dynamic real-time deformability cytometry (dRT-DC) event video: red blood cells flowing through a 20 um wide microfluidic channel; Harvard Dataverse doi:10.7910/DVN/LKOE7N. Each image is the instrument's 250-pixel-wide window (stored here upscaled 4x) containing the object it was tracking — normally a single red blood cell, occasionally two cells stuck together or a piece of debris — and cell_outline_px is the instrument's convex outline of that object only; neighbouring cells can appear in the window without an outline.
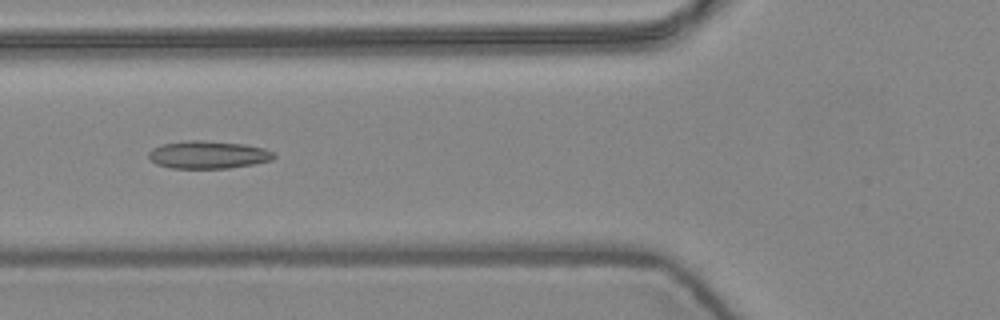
{"species": "common noctule bat (a hibernating species)", "species_latin": "Nyctalus noctula", "temperature_condition": "warm", "stored_images_in_passage": 6, "camera_frame_rate_fps": 3000, "um_per_image_px": 0.085, "animal": {"sex": "female", "body_mass_g": 24.6, "forearm_length_mm": 56.2}, "frame": {"image": 1, "passage_image": 5, "time_ms": 1.333, "image_size_px": [1000, 320], "cell_outline_px": [[276, 156], [272, 160], [252, 164], [228, 168], [172, 168], [156, 164], [148, 156], [148, 152], [152, 148], [164, 144], [188, 140], [200, 140], [244, 144], [264, 148], [272, 152]], "centroid_in_image_um": [17.68, 13.15], "position_along_channel_um": 108.1, "area_um2": 20.06}}
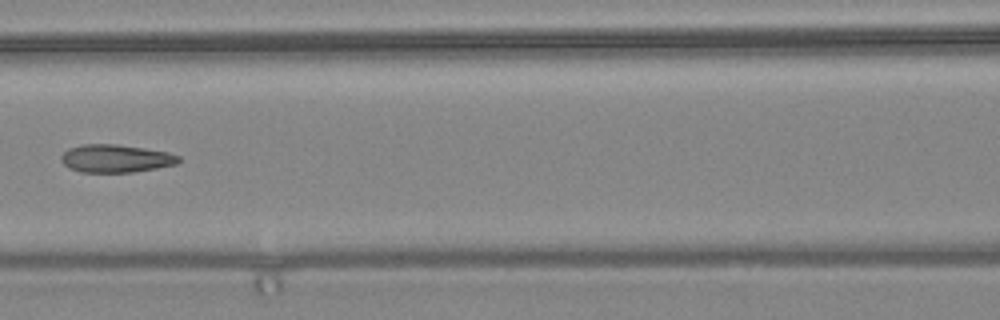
{"frame": {"image": 2, "passage_image": 6, "time_ms": 1.667, "image_size_px": [1000, 320], "cell_outline_px": [[180, 160], [176, 164], [156, 168], [132, 172], [80, 172], [68, 168], [60, 160], [60, 156], [68, 148], [84, 144], [116, 144], [144, 148], [168, 152], [180, 156]], "centroid_in_image_um": [9.81, 13.47], "position_along_channel_um": 156.8, "area_um2": 19.13}}